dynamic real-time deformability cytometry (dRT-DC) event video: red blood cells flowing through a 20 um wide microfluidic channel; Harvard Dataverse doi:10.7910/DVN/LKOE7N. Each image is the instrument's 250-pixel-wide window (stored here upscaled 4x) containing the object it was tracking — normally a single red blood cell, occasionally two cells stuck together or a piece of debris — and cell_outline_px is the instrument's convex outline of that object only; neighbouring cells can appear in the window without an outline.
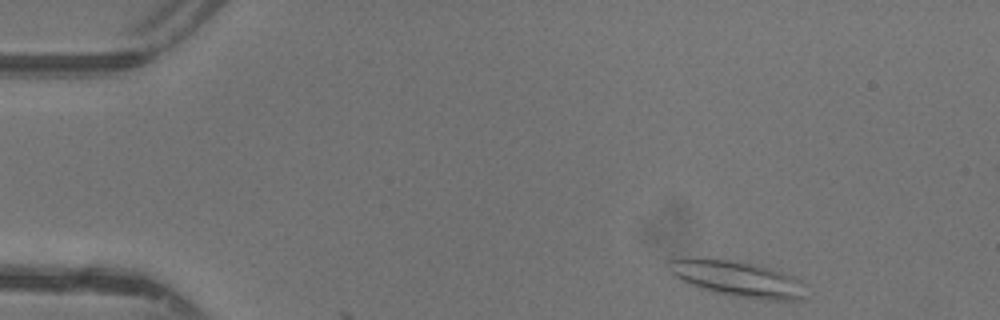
{"species": "common noctule bat (a hibernating species)", "species_latin": "Nyctalus noctula", "temperature_condition": "warm", "stored_images_in_passage": 2, "camera_frame_rate_fps": 3000, "um_per_image_px": 0.085, "animal": {"sex": "female"}, "frame": {"image": 1, "passage_image": 1, "time_ms": 0.0, "image_size_px": [1000, 320], "cell_outline_px": [[804, 300], [768, 300], [728, 296], [700, 288], [672, 276], [668, 272], [668, 260], [676, 256], [688, 256], [728, 260], [752, 264], [772, 268], [784, 272], [792, 276], [804, 284]], "centroid_in_image_um": [62.6, 23.68], "position_along_channel_um": 22.4, "area_um2": 29.13}}